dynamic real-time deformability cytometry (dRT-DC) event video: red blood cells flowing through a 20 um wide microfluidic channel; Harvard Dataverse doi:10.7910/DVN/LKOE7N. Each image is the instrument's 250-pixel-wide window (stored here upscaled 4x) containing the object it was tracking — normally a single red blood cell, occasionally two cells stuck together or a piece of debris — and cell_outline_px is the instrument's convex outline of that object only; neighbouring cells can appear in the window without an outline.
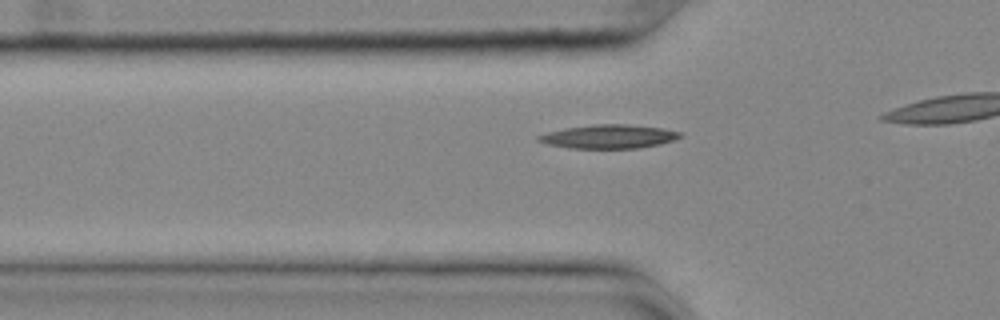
{"species": "common noctule bat (a hibernating species)", "species_latin": "Nyctalus noctula", "temperature_condition": "cold", "stored_images_in_passage": 16, "camera_frame_rate_fps": 3000, "um_per_image_px": 0.085, "animal": {"sex": "female", "body_mass_g": 25.1}, "frame": {"image": 1, "passage_image": 10, "time_ms": 3.0, "image_size_px": [1000, 320], "cell_outline_px": [[684, 136], [660, 144], [640, 148], [568, 148], [544, 144], [536, 140], [536, 136], [548, 132], [564, 128], [596, 124], [628, 124], [664, 128], [684, 132]], "centroid_in_image_um": [51.76, 11.6], "position_along_channel_um": 74.0, "area_um2": 19.88}}
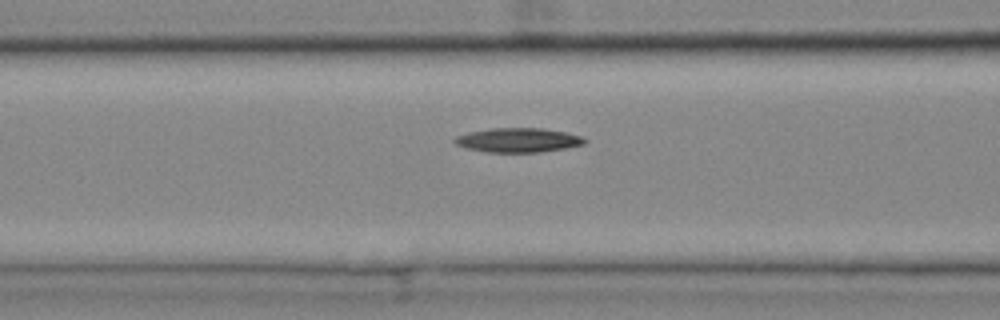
{"frame": {"image": 2, "passage_image": 14, "time_ms": 4.333, "image_size_px": [1000, 320], "cell_outline_px": [[588, 140], [584, 144], [564, 148], [540, 152], [484, 152], [464, 148], [456, 144], [452, 140], [456, 136], [468, 132], [492, 128], [544, 128], [584, 136]], "centroid_in_image_um": [44.03, 11.91], "position_along_channel_um": 122.6, "area_um2": 18.55}}